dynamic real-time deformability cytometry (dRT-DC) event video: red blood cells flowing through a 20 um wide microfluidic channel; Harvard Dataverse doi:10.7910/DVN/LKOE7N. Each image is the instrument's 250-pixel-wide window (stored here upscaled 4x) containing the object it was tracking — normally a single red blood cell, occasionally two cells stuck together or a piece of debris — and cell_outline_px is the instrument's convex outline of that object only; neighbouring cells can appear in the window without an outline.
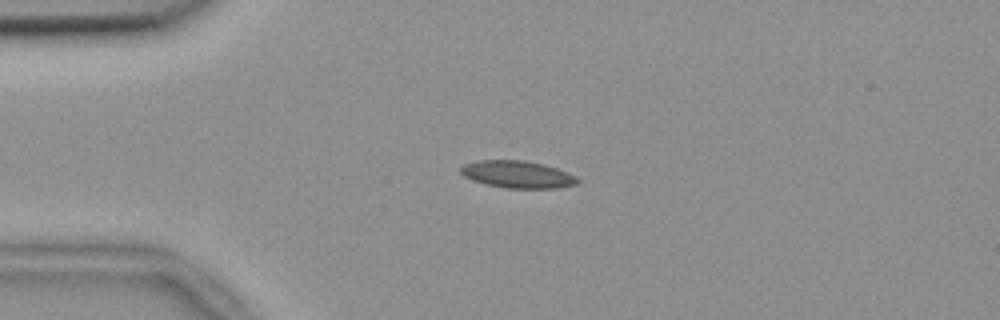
{"species": "common noctule bat (a hibernating species)", "species_latin": "Nyctalus noctula", "temperature_condition": "room temperature", "stored_images_in_passage": 53, "camera_frame_rate_fps": 3000, "um_per_image_px": 0.085, "animal": {"sex": "female", "body_mass_g": 18.4}, "frame": {"image": 1, "passage_image": 13, "time_ms": 4.0, "image_size_px": [1000, 320], "cell_outline_px": [[580, 180], [576, 184], [556, 188], [504, 188], [472, 180], [464, 176], [460, 172], [460, 168], [464, 164], [476, 160], [524, 160], [544, 164], [568, 172], [576, 176]], "centroid_in_image_um": [43.98, 14.81], "position_along_channel_um": 41.0, "area_um2": 18.55}}
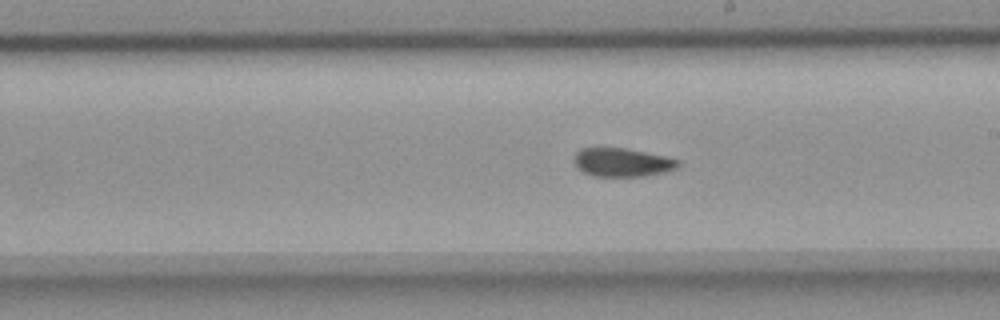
{"frame": {"image": 2, "passage_image": 31, "time_ms": 10.0, "image_size_px": [1000, 320], "cell_outline_px": [[680, 164], [676, 168], [664, 172], [640, 176], [592, 176], [584, 172], [572, 160], [572, 156], [580, 148], [624, 148], [668, 156], [680, 160]], "centroid_in_image_um": [52.88, 13.79], "position_along_channel_um": 236.1, "area_um2": 17.34}}
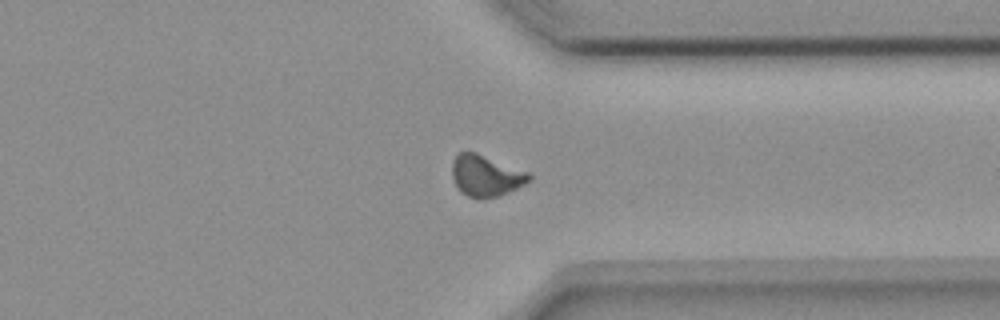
{"frame": {"image": 3, "passage_image": 42, "time_ms": 13.667, "image_size_px": [1000, 320], "cell_outline_px": [[532, 180], [508, 192], [496, 196], [480, 200], [468, 196], [460, 192], [456, 188], [452, 176], [452, 160], [460, 152], [476, 152], [528, 172], [532, 176]], "centroid_in_image_um": [41.27, 14.95], "position_along_channel_um": 370.1, "area_um2": 18.61}, "authors_computed_cell_mechanics": {"area_um2": 18.1492, "velocity_mm_per_s": 3.6781, "shape_relaxation_time_tau1_ms": 4.5846, "shape_relaxation_time_tau2_ms": 3.1878, "deformation_change_tau1": 0.1244, "deformation_change_tau2": 0.085}}